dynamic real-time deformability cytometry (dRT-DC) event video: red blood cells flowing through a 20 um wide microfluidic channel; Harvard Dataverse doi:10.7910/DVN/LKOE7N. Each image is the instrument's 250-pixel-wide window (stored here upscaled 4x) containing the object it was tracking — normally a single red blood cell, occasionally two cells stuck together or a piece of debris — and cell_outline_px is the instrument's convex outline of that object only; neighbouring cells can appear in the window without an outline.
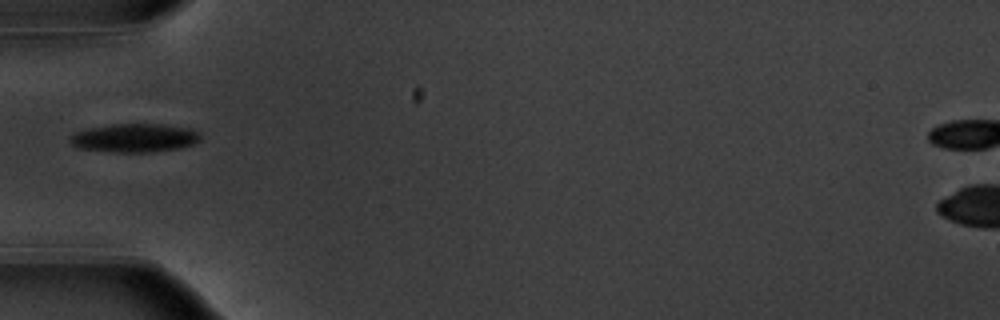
{"species": "common noctule bat (a hibernating species)", "species_latin": "Nyctalus noctula", "temperature_condition": "warm", "stored_images_in_passage": 37, "camera_frame_rate_fps": 3000, "um_per_image_px": 0.085, "animal": {"sex": "male", "body_mass_g": 20.1, "forearm_length_mm": 53.5}, "frame": {"image": 1, "passage_image": 1, "time_ms": 0.0, "image_size_px": [1000, 320], "cell_outline_px": [[200, 140], [192, 144], [180, 148], [152, 152], [112, 152], [80, 148], [72, 144], [72, 136], [76, 132], [88, 128], [112, 124], [164, 124], [188, 128], [196, 132], [200, 136]], "centroid_in_image_um": [11.46, 11.72], "position_along_channel_um": 73.5, "area_um2": 21.44}}
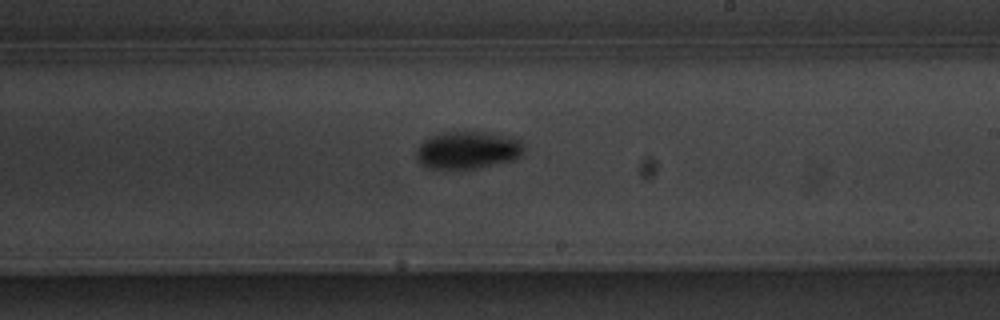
{"frame": {"image": 2, "passage_image": 15, "time_ms": 4.667, "image_size_px": [1000, 320], "cell_outline_px": [[524, 152], [520, 156], [512, 160], [480, 168], [432, 168], [420, 164], [416, 156], [416, 148], [424, 140], [440, 132], [484, 132], [508, 136], [520, 140], [524, 144]], "centroid_in_image_um": [39.76, 12.75], "position_along_channel_um": 249.2, "area_um2": 23.47}}
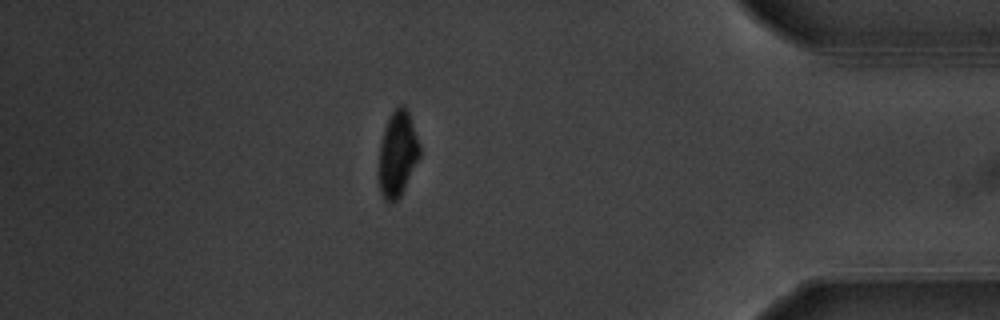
{"frame": {"image": 3, "passage_image": 30, "time_ms": 9.667, "image_size_px": [1000, 320], "cell_outline_px": [[420, 156], [400, 196], [392, 204], [384, 200], [380, 192], [380, 144], [384, 128], [392, 112], [400, 104], [404, 104], [408, 112], [420, 144]], "centroid_in_image_um": [33.8, 13.08], "position_along_channel_um": 401.4, "area_um2": 20.0}, "authors_computed_cell_mechanics": {"area_um2": 21.4438, "velocity_mm_per_s": 3.7489, "shape_relaxation_time_tau1_ms": 2.3082, "shape_relaxation_time_tau2_ms": null, "deformation_change_tau1": 0.1362, "deformation_change_tau2": null}}